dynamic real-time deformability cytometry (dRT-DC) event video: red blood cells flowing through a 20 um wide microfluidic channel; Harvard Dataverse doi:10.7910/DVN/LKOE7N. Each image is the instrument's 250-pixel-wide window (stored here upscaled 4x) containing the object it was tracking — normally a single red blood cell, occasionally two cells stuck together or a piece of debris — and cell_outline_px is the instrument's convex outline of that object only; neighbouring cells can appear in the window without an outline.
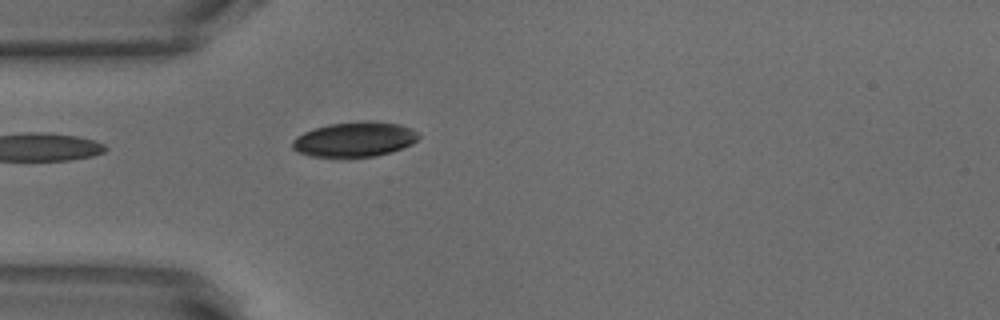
{"species": "common noctule bat (a hibernating species)", "species_latin": "Nyctalus noctula", "temperature_condition": "warm", "stored_images_in_passage": 4, "camera_frame_rate_fps": 3000, "um_per_image_px": 0.085, "animal": {"sex": "male", "body_mass_g": 18.8}, "frame": {"image": 1, "passage_image": 1, "time_ms": 0.0, "image_size_px": [1000, 320], "cell_outline_px": [[412, 140], [396, 148], [380, 152], [356, 156], [344, 156], [312, 152], [300, 148], [296, 144], [296, 140], [312, 132], [324, 128], [344, 124], [380, 124], [392, 128]], "centroid_in_image_um": [29.97, 11.89], "position_along_channel_um": 55.0, "area_um2": 19.31}}